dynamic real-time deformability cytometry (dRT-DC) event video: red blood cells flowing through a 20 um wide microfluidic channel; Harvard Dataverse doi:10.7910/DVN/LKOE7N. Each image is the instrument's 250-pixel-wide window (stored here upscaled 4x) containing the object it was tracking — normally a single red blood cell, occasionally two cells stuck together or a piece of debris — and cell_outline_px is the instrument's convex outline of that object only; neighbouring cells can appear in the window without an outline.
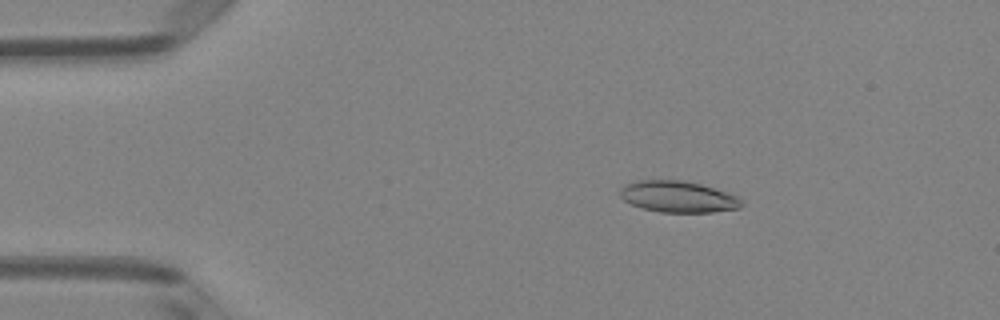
{"species": "Egyptian fruit bat (a non-hibernating species)", "species_latin": "Rousettus aegyptiacus", "temperature_condition": "room temperature", "stored_images_in_passage": 5, "camera_frame_rate_fps": 3000, "um_per_image_px": 0.085, "animal": {"sex": "female"}, "frame": {"image": 1, "passage_image": 3, "time_ms": 0.667, "image_size_px": [1000, 320], "cell_outline_px": [[744, 204], [740, 208], [712, 212], [660, 212], [640, 208], [624, 200], [620, 196], [620, 188], [624, 184], [640, 180], [684, 180], [700, 184], [736, 196], [744, 200]], "centroid_in_image_um": [57.62, 16.72], "position_along_channel_um": 27.4, "area_um2": 22.2}}
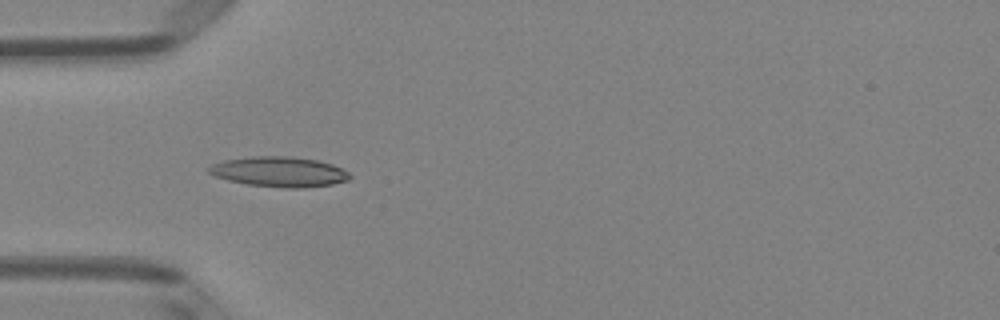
{"frame": {"image": 2, "passage_image": 5, "time_ms": 1.333, "image_size_px": [1000, 320], "cell_outline_px": [[352, 176], [348, 180], [332, 184], [304, 188], [284, 188], [248, 184], [228, 180], [216, 176], [208, 172], [208, 168], [212, 164], [224, 160], [252, 156], [292, 156], [316, 160], [332, 164], [348, 172]], "centroid_in_image_um": [23.74, 14.6], "position_along_channel_um": 61.3, "area_um2": 24.68}}